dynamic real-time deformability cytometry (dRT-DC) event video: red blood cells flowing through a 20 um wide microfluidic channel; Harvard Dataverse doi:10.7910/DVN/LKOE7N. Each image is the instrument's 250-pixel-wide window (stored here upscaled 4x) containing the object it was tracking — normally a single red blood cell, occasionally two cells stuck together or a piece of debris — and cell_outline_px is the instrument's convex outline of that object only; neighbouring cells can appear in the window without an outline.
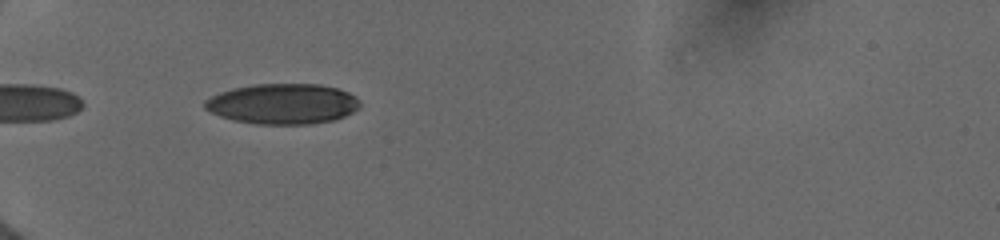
{"species": "human", "species_latin": "Homo sapiens", "temperature_condition": "cold", "stored_images_in_passage": 25, "camera_frame_rate_fps": 3000, "um_per_image_px": 0.085, "donor": {"sex": "female"}, "frame": {"image": 1, "passage_image": 2, "time_ms": 0.333, "image_size_px": [1000, 240], "cell_outline_px": [[360, 104], [352, 112], [336, 120], [308, 124], [256, 124], [232, 120], [220, 116], [204, 108], [204, 100], [220, 92], [232, 88], [256, 84], [320, 84], [336, 88], [348, 92], [356, 96]], "centroid_in_image_um": [24.02, 8.83], "position_along_channel_um": 61.0, "area_um2": 36.53}}
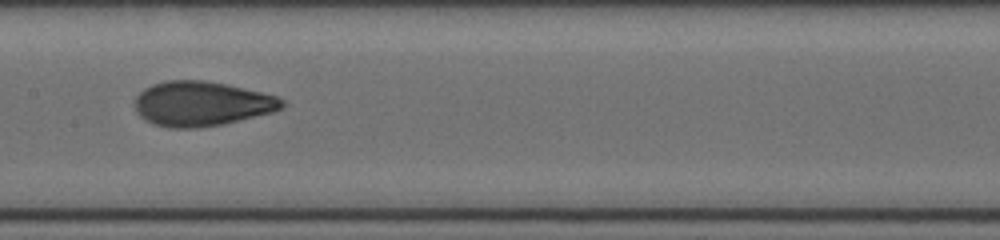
{"frame": {"image": 2, "passage_image": 13, "time_ms": 4.0, "image_size_px": [1000, 240], "cell_outline_px": [[284, 104], [280, 108], [272, 112], [224, 124], [196, 128], [168, 128], [152, 124], [144, 120], [136, 112], [136, 96], [144, 88], [152, 84], [168, 80], [204, 80], [224, 84], [260, 92], [276, 96], [284, 100]], "centroid_in_image_um": [17.09, 8.83], "position_along_channel_um": 190.3, "area_um2": 38.21}}
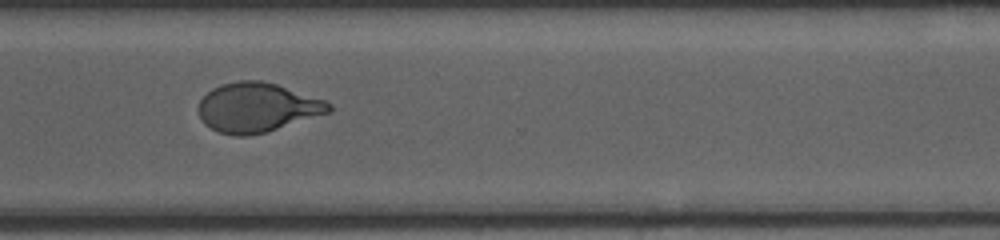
{"frame": {"image": 3, "passage_image": 19, "time_ms": 8.0, "image_size_px": [1000, 240], "cell_outline_px": [[332, 112], [264, 132], [248, 136], [236, 136], [220, 132], [204, 124], [200, 116], [200, 100], [212, 88], [220, 84], [240, 80], [260, 80], [276, 84], [324, 100], [332, 104]], "centroid_in_image_um": [21.87, 9.13], "position_along_channel_um": 348.7, "area_um2": 37.17}, "authors_computed_cell_mechanics": {"area_um2": 37.6278, "velocity_mm_per_s": 4.0054, "shape_relaxation_time_tau1_ms": 4.7695, "shape_relaxation_time_tau2_ms": 1.0272, "deformation_change_tau1": 0.1813, "deformation_change_tau2": 0.0602}}